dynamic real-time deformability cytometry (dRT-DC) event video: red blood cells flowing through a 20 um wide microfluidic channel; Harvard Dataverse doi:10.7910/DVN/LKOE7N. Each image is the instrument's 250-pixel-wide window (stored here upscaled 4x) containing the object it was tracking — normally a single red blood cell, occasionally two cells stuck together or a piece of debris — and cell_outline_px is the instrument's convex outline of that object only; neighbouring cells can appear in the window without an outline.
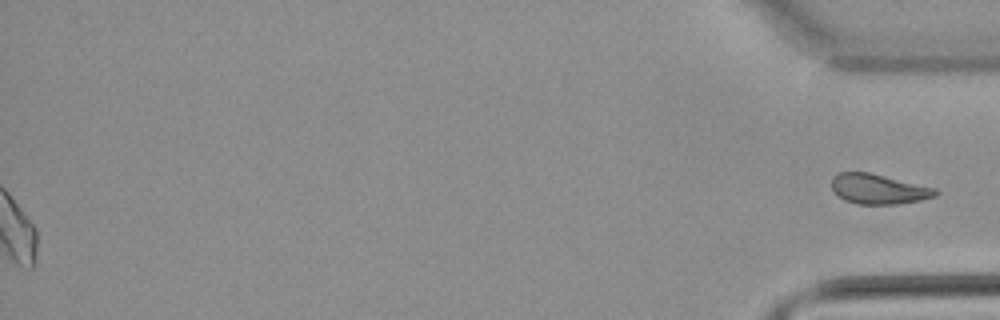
{"species": "common noctule bat (a hibernating species)", "species_latin": "Nyctalus noctula", "temperature_condition": "warm", "stored_images_in_passage": 54, "segment_of_instrument_passage": [2, 2], "camera_frame_rate_fps": 3000, "um_per_image_px": 0.085, "animal": {"sex": "male", "body_mass_g": 21.5, "forearm_length_mm": 52.0}, "frame": {"image": 1, "passage_image": 54, "time_ms": 17.667, "image_size_px": [1000, 320], "cell_outline_px": [[940, 192], [936, 196], [920, 200], [896, 204], [856, 204], [844, 200], [836, 196], [832, 188], [832, 176], [840, 172], [868, 172], [936, 188]], "centroid_in_image_um": [74.65, 16.07], "position_along_channel_um": 360.6, "area_um2": 18.21}}